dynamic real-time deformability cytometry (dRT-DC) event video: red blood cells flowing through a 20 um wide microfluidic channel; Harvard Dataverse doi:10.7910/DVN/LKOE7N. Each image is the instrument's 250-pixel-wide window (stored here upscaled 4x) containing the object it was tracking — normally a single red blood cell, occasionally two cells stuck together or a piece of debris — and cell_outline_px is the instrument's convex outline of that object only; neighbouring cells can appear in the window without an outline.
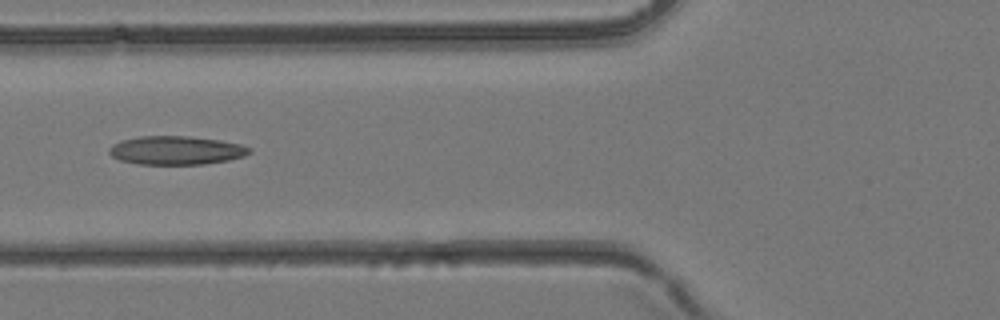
{"species": "common noctule bat (a hibernating species)", "species_latin": "Nyctalus noctula", "temperature_condition": "room temperature", "stored_images_in_passage": 5, "camera_frame_rate_fps": 3000, "um_per_image_px": 0.085, "animal": {"sex": "female", "body_mass_g": 24.6, "forearm_length_mm": 56.2}, "frame": {"image": 1, "passage_image": 5, "time_ms": 1.333, "image_size_px": [1000, 320], "cell_outline_px": [[252, 152], [244, 156], [228, 160], [204, 164], [140, 164], [120, 160], [112, 156], [108, 152], [108, 148], [112, 144], [120, 140], [140, 136], [188, 136], [220, 140], [240, 144], [252, 148]], "centroid_in_image_um": [14.97, 12.77], "position_along_channel_um": 110.8, "area_um2": 23.47}}